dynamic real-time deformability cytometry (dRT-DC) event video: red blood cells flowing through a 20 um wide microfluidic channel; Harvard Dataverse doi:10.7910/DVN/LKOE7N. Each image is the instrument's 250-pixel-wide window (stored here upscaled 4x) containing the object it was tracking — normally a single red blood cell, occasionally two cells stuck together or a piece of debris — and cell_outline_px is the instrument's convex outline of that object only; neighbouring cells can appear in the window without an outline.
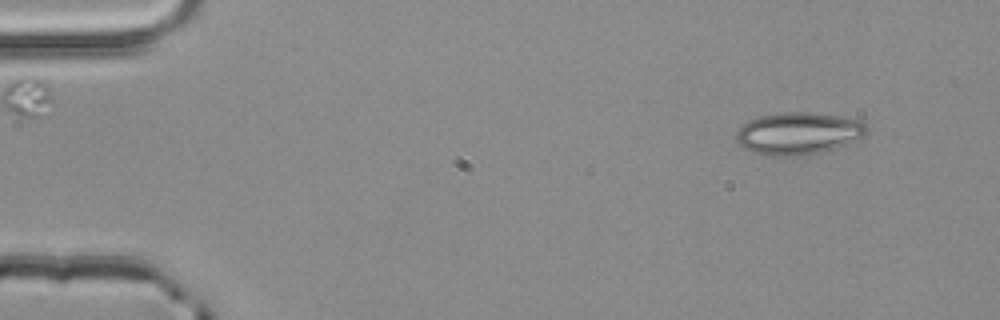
{"species": "common noctule bat (a hibernating species)", "species_latin": "Nyctalus noctula", "temperature_condition": "room temperature", "stored_images_in_passage": 3, "camera_frame_rate_fps": 3000, "um_per_image_px": 0.085, "animal": {"sex": "male", "body_mass_g": 20.4}, "frame": {"image": 1, "passage_image": 1, "time_ms": 0.0, "image_size_px": [1000, 320], "cell_outline_px": [[868, 132], [864, 136], [836, 148], [820, 152], [796, 156], [764, 156], [752, 152], [740, 144], [736, 140], [736, 132], [748, 120], [760, 116], [784, 112], [816, 112], [840, 116], [860, 120], [868, 128]], "centroid_in_image_um": [67.86, 11.33], "position_along_channel_um": 17.1, "area_um2": 32.19}}